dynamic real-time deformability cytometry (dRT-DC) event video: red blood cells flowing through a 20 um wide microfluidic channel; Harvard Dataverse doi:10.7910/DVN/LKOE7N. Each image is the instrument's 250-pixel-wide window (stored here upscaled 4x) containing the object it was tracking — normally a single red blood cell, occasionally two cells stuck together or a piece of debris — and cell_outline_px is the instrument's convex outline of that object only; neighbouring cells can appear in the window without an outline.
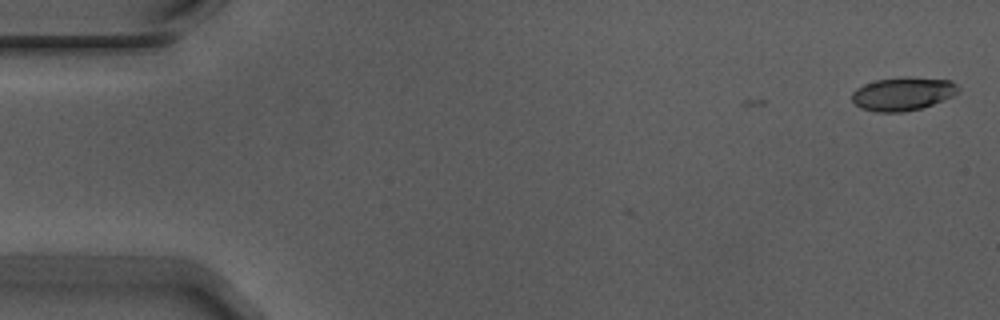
{"species": "Egyptian fruit bat (a non-hibernating species)", "species_latin": "Rousettus aegyptiacus", "temperature_condition": "warm", "stored_images_in_passage": 2, "camera_frame_rate_fps": 3000, "um_per_image_px": 0.085, "animal": {"sex": "male"}, "frame": {"image": 1, "passage_image": 2, "time_ms": 0.333, "image_size_px": [1000, 320], "cell_outline_px": [[960, 92], [944, 100], [920, 108], [904, 112], [876, 112], [860, 108], [852, 100], [852, 92], [856, 88], [864, 84], [876, 80], [904, 76], [952, 80], [960, 88]], "centroid_in_image_um": [76.75, 7.96], "position_along_channel_um": 8.2, "area_um2": 20.87}}